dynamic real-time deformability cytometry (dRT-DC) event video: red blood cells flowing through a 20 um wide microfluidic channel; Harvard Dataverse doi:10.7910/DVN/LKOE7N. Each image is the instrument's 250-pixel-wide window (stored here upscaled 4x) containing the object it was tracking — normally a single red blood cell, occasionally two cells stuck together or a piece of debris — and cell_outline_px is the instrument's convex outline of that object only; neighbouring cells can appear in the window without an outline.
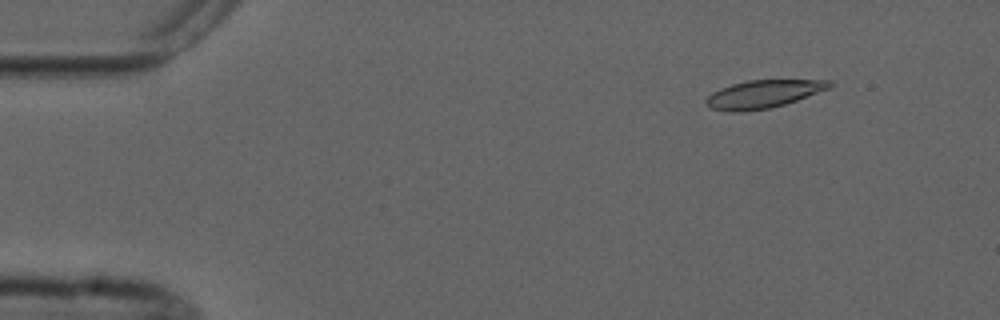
{"species": "common noctule bat (a hibernating species)", "species_latin": "Nyctalus noctula", "temperature_condition": "cold", "stored_images_in_passage": 4, "camera_frame_rate_fps": 3000, "um_per_image_px": 0.085, "animal": {"sex": "male", "forearm_length_mm": 52.5}, "frame": {"image": 1, "passage_image": 2, "time_ms": 1.333, "image_size_px": [1000, 320], "cell_outline_px": [[832, 88], [784, 104], [768, 108], [744, 112], [732, 112], [712, 108], [704, 104], [704, 100], [712, 92], [720, 88], [732, 84], [748, 80], [832, 80]], "centroid_in_image_um": [64.87, 7.99], "position_along_channel_um": 20.1, "area_um2": 20.11}}
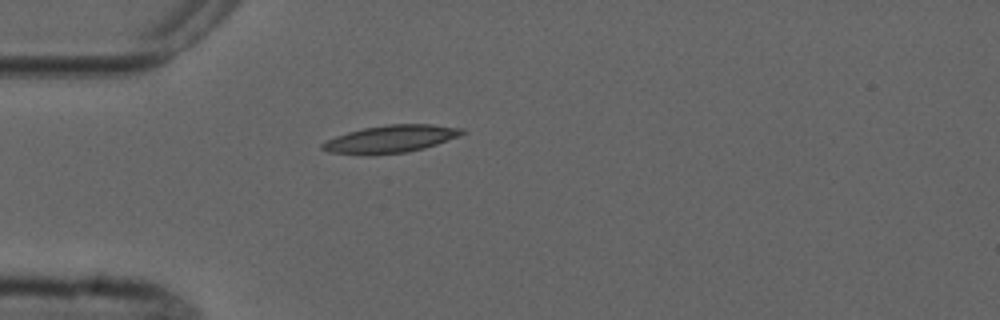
{"frame": {"image": 2, "passage_image": 4, "time_ms": 4.333, "image_size_px": [1000, 320], "cell_outline_px": [[468, 132], [460, 136], [424, 148], [404, 152], [368, 156], [328, 152], [320, 148], [320, 144], [336, 136], [348, 132], [364, 128], [388, 124], [432, 124], [464, 128]], "centroid_in_image_um": [33.22, 11.82], "position_along_channel_um": 51.8, "area_um2": 22.6}}